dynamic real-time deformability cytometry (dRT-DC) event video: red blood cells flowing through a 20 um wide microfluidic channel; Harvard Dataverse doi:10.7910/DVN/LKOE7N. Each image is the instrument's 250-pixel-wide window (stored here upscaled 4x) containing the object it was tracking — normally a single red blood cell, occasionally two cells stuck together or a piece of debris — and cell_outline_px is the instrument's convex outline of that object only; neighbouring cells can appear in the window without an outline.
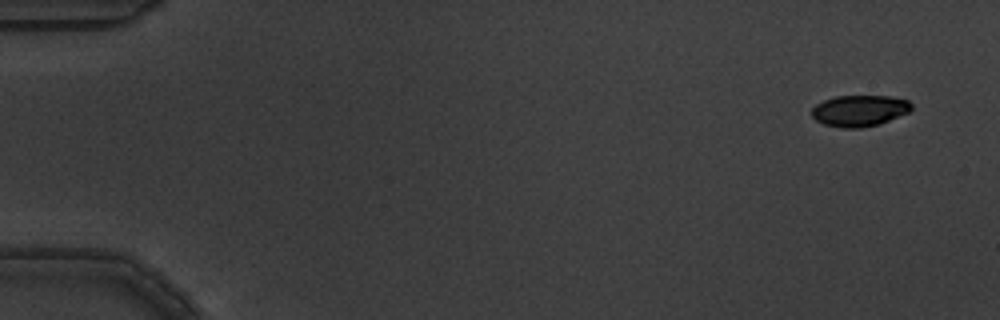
{"species": "common noctule bat (a hibernating species)", "species_latin": "Nyctalus noctula", "temperature_condition": "warm", "stored_images_in_passage": 6, "camera_frame_rate_fps": 3000, "um_per_image_px": 0.085, "animal": {"sex": "male", "body_mass_g": 19.5, "forearm_length_mm": 54.6}, "frame": {"image": 1, "passage_image": 1, "time_ms": 0.0, "image_size_px": [1000, 320], "cell_outline_px": [[912, 108], [908, 112], [880, 124], [860, 128], [844, 128], [824, 124], [816, 120], [812, 116], [812, 108], [816, 104], [824, 100], [836, 96], [888, 96], [908, 100], [912, 104]], "centroid_in_image_um": [73.05, 9.41], "position_along_channel_um": 11.9, "area_um2": 18.09}}
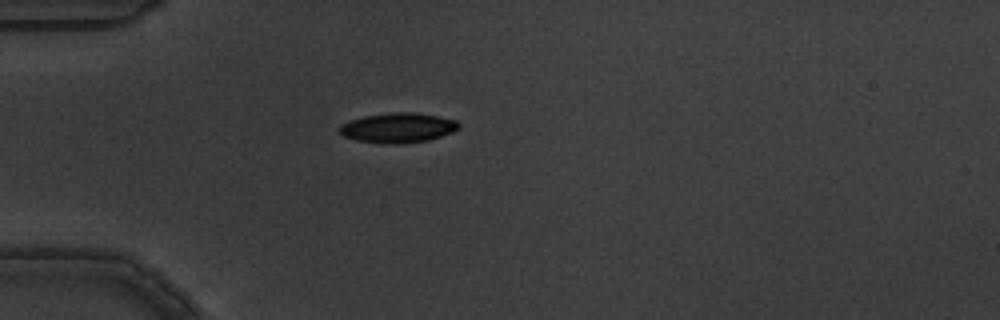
{"frame": {"image": 2, "passage_image": 5, "time_ms": 1.333, "image_size_px": [1000, 320], "cell_outline_px": [[460, 128], [452, 132], [428, 140], [396, 144], [384, 144], [356, 140], [344, 136], [340, 132], [340, 124], [364, 116], [392, 112], [416, 112], [456, 120], [460, 124]], "centroid_in_image_um": [33.83, 10.86], "position_along_channel_um": 51.2, "area_um2": 20.63}}